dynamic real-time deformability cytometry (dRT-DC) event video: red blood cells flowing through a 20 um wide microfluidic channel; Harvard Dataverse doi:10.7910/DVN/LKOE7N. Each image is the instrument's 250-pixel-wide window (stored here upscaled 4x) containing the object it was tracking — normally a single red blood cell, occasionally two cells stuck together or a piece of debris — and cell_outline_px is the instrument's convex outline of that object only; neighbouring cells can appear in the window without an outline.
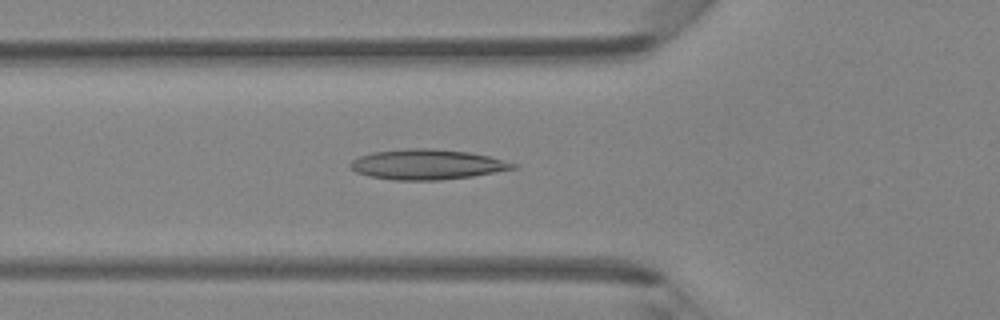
{"species": "Egyptian fruit bat (a non-hibernating species)", "species_latin": "Rousettus aegyptiacus", "temperature_condition": "room temperature", "stored_images_in_passage": 38, "camera_frame_rate_fps": 3000, "um_per_image_px": 0.085, "animal": {"sex": "female"}, "frame": {"image": 1, "passage_image": 12, "time_ms": 3.667, "image_size_px": [1000, 320], "cell_outline_px": [[520, 168], [472, 176], [436, 180], [396, 180], [368, 176], [356, 172], [348, 164], [352, 160], [360, 156], [372, 152], [408, 148], [432, 148], [468, 152], [488, 156], [520, 164]], "centroid_in_image_um": [36.33, 13.97], "position_along_channel_um": 89.5, "area_um2": 28.67}}
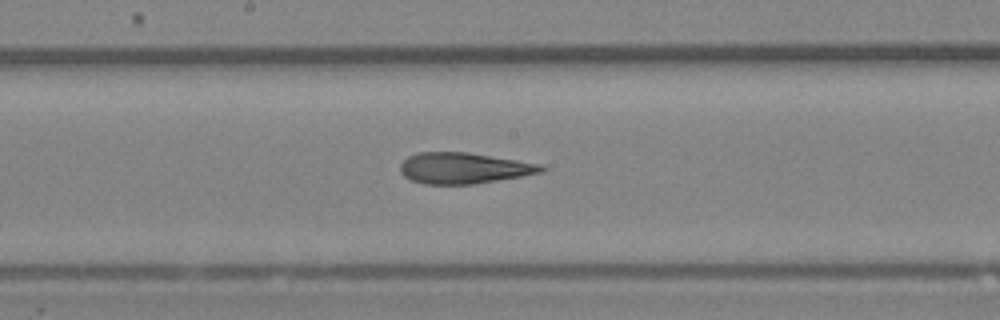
{"frame": {"image": 2, "passage_image": 20, "time_ms": 6.333, "image_size_px": [1000, 320], "cell_outline_px": [[548, 168], [544, 172], [472, 184], [424, 184], [412, 180], [404, 176], [400, 172], [400, 164], [408, 156], [420, 152], [464, 152], [516, 160], [540, 164]], "centroid_in_image_um": [39.4, 14.29], "position_along_channel_um": 208.8, "area_um2": 25.2}}
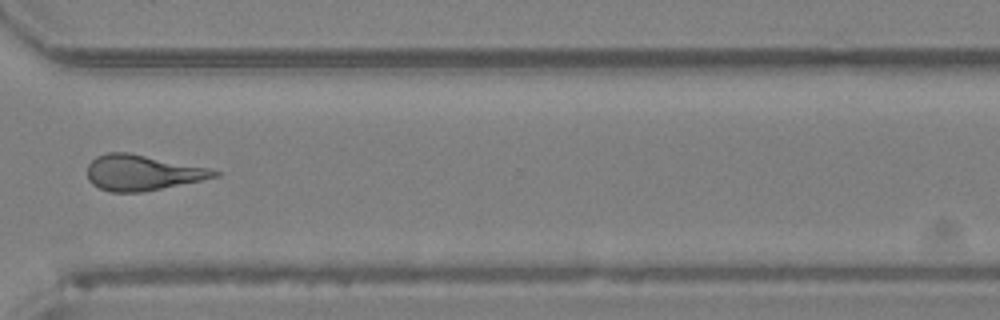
{"frame": {"image": 3, "passage_image": 30, "time_ms": 9.667, "image_size_px": [1000, 320], "cell_outline_px": [[220, 176], [140, 192], [108, 192], [92, 184], [88, 180], [88, 164], [96, 156], [108, 152], [128, 152], [208, 168], [220, 172]], "centroid_in_image_um": [12.04, 14.67], "position_along_channel_um": 358.6, "area_um2": 25.95}}